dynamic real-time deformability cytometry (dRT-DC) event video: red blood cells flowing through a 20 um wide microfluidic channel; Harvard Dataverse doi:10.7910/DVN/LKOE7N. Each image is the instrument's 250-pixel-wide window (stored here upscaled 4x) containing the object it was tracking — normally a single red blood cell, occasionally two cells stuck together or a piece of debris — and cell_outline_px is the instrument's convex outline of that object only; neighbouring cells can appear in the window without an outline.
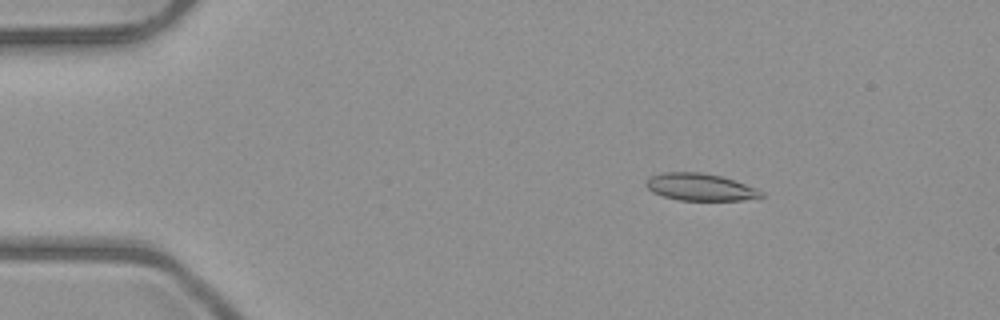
{"species": "common noctule bat (a hibernating species)", "species_latin": "Nyctalus noctula", "temperature_condition": "room temperature", "stored_images_in_passage": 4, "camera_frame_rate_fps": 3000, "um_per_image_px": 0.085, "animal": {"sex": "male", "body_mass_g": 23.1, "forearm_length_mm": 52.7}, "frame": {"image": 1, "passage_image": 2, "time_ms": 1.333, "image_size_px": [1000, 320], "cell_outline_px": [[764, 196], [740, 200], [680, 200], [664, 196], [652, 192], [644, 184], [644, 180], [648, 176], [660, 172], [700, 172], [720, 176], [756, 188], [764, 192]], "centroid_in_image_um": [59.44, 15.89], "position_along_channel_um": 25.6, "area_um2": 18.21}}